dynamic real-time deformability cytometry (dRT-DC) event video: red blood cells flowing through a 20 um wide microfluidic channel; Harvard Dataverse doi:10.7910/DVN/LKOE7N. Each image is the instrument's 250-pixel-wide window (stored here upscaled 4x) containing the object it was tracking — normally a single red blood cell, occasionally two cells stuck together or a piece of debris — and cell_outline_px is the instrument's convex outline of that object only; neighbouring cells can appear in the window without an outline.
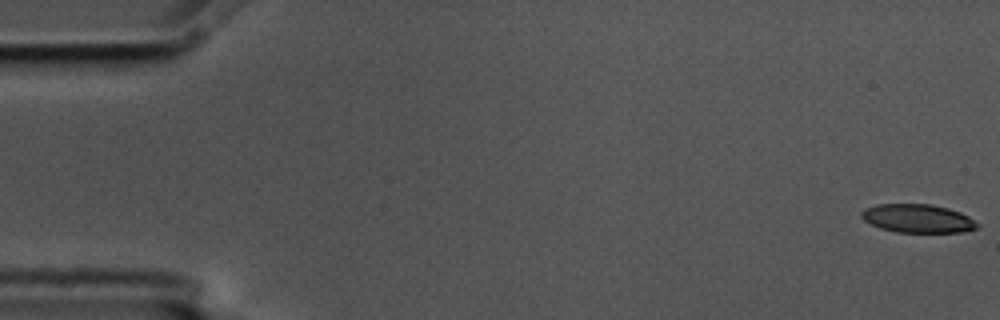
{"species": "common noctule bat (a hibernating species)", "species_latin": "Nyctalus noctula", "temperature_condition": "cold", "stored_images_in_passage": 57, "camera_frame_rate_fps": 3000, "um_per_image_px": 0.085, "animal": {"sex": "male", "body_mass_g": 17.5, "forearm_length_mm": 52.3}, "frame": {"image": 1, "passage_image": 1, "time_ms": 0.0, "image_size_px": [1000, 320], "cell_outline_px": [[980, 228], [964, 232], [896, 232], [880, 228], [864, 220], [860, 216], [860, 212], [864, 208], [876, 204], [928, 204], [948, 208], [960, 212], [968, 216], [980, 224]], "centroid_in_image_um": [78.02, 18.57], "position_along_channel_um": 7.0, "area_um2": 19.36}}
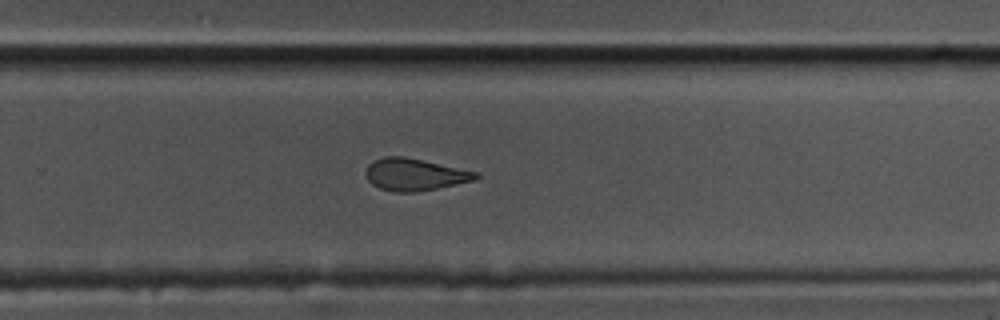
{"frame": {"image": 2, "passage_image": 37, "time_ms": 12.0, "image_size_px": [1000, 320], "cell_outline_px": [[480, 176], [476, 180], [416, 192], [396, 192], [380, 188], [372, 184], [364, 176], [364, 172], [368, 164], [372, 160], [384, 156], [404, 156], [480, 172]], "centroid_in_image_um": [35.23, 14.82], "position_along_channel_um": 294.6, "area_um2": 20.81}}
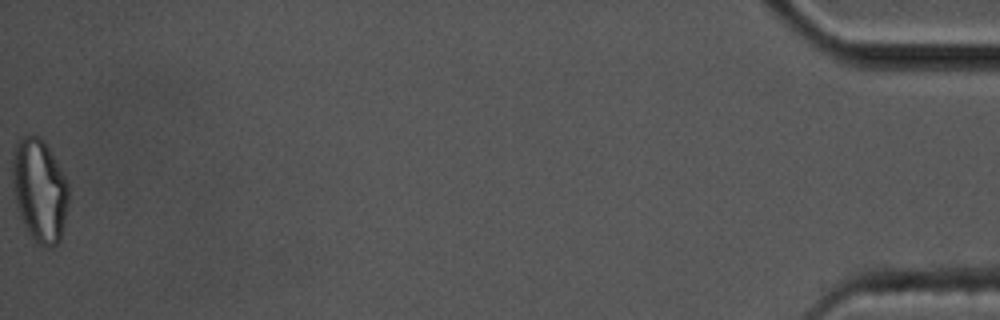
{"frame": {"image": 3, "passage_image": 57, "time_ms": 18.667, "image_size_px": [1000, 320], "cell_outline_px": [[68, 208], [60, 240], [52, 248], [48, 248], [40, 244], [28, 232], [24, 224], [16, 204], [12, 184], [12, 152], [16, 144], [24, 136], [40, 136], [44, 140], [56, 160], [68, 184]], "centroid_in_image_um": [3.36, 16.17], "position_along_channel_um": 431.8, "area_um2": 33.64}, "authors_computed_cell_mechanics": {"area_um2": 21.5016, "velocity_mm_per_s": 3.5722, "shape_relaxation_time_tau1_ms": 8.4675, "shape_relaxation_time_tau2_ms": 4.7158, "deformation_change_tau1": 0.1939, "deformation_change_tau2": 0.1272}}